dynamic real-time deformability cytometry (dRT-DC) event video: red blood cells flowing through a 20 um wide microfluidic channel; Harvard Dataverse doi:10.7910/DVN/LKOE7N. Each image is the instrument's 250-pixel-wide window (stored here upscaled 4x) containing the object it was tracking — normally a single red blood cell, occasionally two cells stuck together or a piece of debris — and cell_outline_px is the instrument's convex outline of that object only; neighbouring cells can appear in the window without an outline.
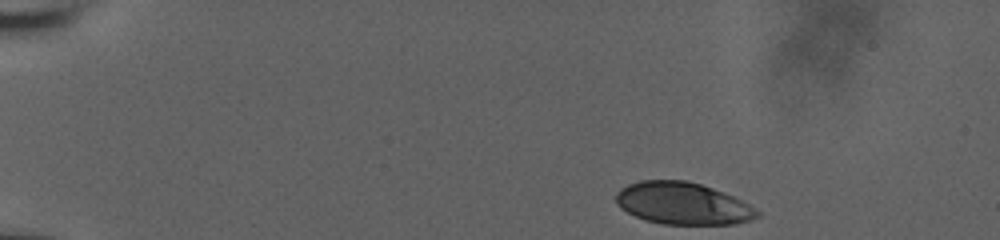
{"species": "human", "species_latin": "Homo sapiens", "temperature_condition": "room temperature", "stored_images_in_passage": 29, "camera_frame_rate_fps": 3000, "um_per_image_px": 0.085, "donor": {"sex": "male"}, "frame": {"image": 1, "passage_image": 1, "time_ms": 0.0, "image_size_px": [1000, 240], "cell_outline_px": [[760, 216], [752, 220], [736, 224], [664, 224], [644, 220], [620, 208], [616, 204], [616, 192], [620, 188], [628, 184], [640, 180], [684, 180], [700, 184], [712, 188], [732, 196], [756, 208], [760, 212]], "centroid_in_image_um": [58.02, 17.3], "position_along_channel_um": 27.0, "area_um2": 34.68}}
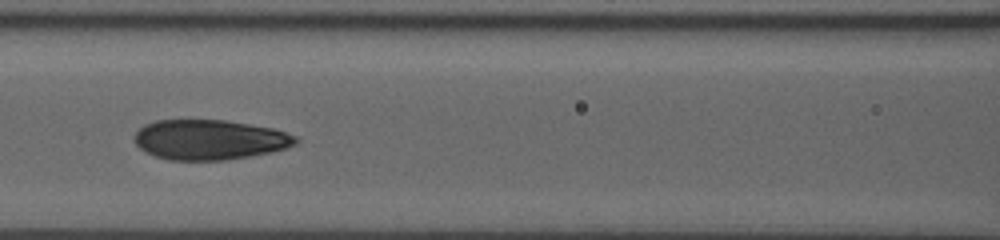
{"frame": {"image": 2, "passage_image": 17, "time_ms": 5.333, "image_size_px": [1000, 240], "cell_outline_px": [[300, 140], [296, 144], [272, 152], [224, 160], [168, 160], [156, 156], [140, 148], [132, 140], [136, 132], [144, 124], [156, 120], [224, 120], [272, 128], [296, 136]], "centroid_in_image_um": [17.79, 11.87], "position_along_channel_um": 148.8, "area_um2": 37.45}}
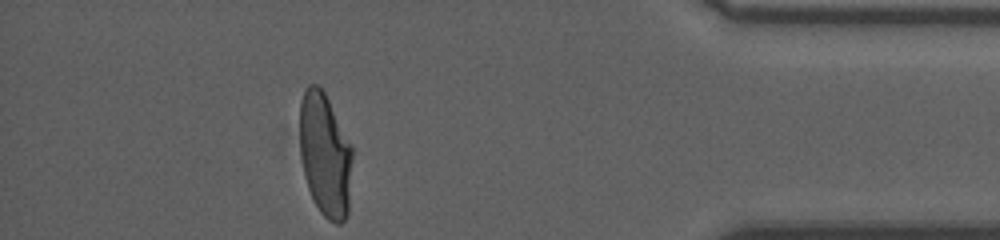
{"frame": {"image": 3, "passage_image": 29, "time_ms": 9.333, "image_size_px": [1000, 240], "cell_outline_px": [[352, 156], [348, 216], [340, 224], [336, 224], [328, 220], [320, 212], [308, 188], [300, 156], [300, 100], [308, 84], [316, 84], [324, 92], [352, 148]], "centroid_in_image_um": [27.62, 13.19], "position_along_channel_um": 407.6, "area_um2": 37.63}, "authors_computed_cell_mechanics": {"area_um2": 37.57, "velocity_mm_per_s": 4.8789, "shape_relaxation_time_tau1_ms": null, "shape_relaxation_time_tau2_ms": 0.923, "deformation_change_tau1": null, "deformation_change_tau2": 0.0557}}